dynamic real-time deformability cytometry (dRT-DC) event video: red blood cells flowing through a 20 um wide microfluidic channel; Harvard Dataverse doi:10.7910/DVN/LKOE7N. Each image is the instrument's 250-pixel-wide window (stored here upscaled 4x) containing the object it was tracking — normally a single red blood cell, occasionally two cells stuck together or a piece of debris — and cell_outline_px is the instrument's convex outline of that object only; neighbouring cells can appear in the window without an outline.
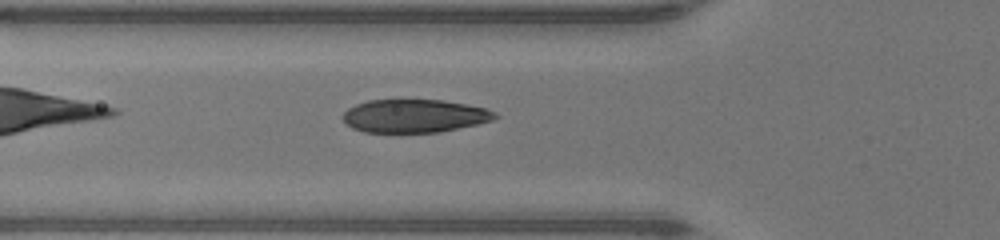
{"species": "human", "species_latin": "Homo sapiens", "temperature_condition": "warm", "stored_images_in_passage": 34, "camera_frame_rate_fps": 3000, "um_per_image_px": 0.085, "donor": {"sex": "male"}, "frame": {"image": 1, "passage_image": 4, "time_ms": 1.0, "image_size_px": [1000, 240], "cell_outline_px": [[500, 116], [492, 120], [476, 124], [440, 132], [364, 132], [352, 128], [340, 116], [348, 108], [356, 104], [368, 100], [444, 100], [484, 108], [496, 112]], "centroid_in_image_um": [35.21, 9.85], "position_along_channel_um": 90.6, "area_um2": 29.3}}
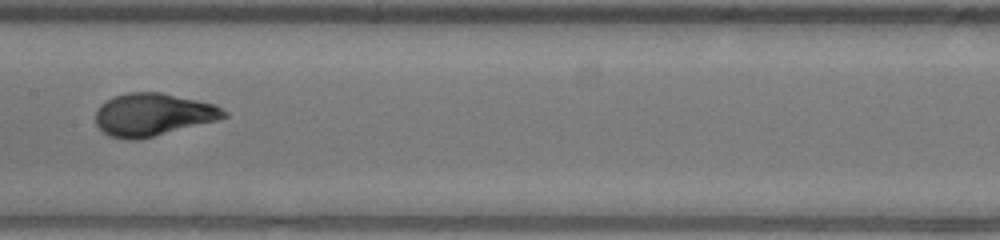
{"frame": {"image": 2, "passage_image": 11, "time_ms": 3.333, "image_size_px": [1000, 240], "cell_outline_px": [[228, 116], [216, 120], [136, 140], [124, 140], [112, 136], [104, 132], [96, 124], [96, 108], [100, 104], [112, 96], [128, 92], [160, 92], [216, 104], [228, 112]], "centroid_in_image_um": [12.98, 9.72], "position_along_channel_um": 194.4, "area_um2": 31.73}}
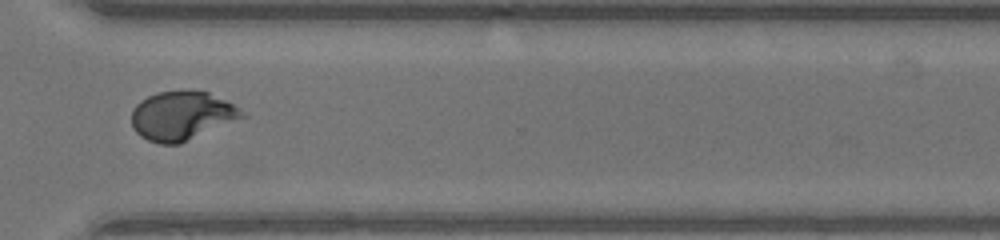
{"frame": {"image": 3, "passage_image": 22, "time_ms": 7.0, "image_size_px": [1000, 240], "cell_outline_px": [[248, 116], [180, 144], [160, 144], [148, 140], [140, 136], [132, 128], [132, 108], [140, 100], [156, 92], [208, 92], [240, 108]], "centroid_in_image_um": [15.45, 9.87], "position_along_channel_um": 355.2, "area_um2": 31.33}, "authors_computed_cell_mechanics": {"area_um2": 30.8941, "velocity_mm_per_s": 4.3979, "shape_relaxation_time_tau1_ms": 3.6713, "shape_relaxation_time_tau2_ms": null, "deformation_change_tau1": 0.2286, "deformation_change_tau2": null}}